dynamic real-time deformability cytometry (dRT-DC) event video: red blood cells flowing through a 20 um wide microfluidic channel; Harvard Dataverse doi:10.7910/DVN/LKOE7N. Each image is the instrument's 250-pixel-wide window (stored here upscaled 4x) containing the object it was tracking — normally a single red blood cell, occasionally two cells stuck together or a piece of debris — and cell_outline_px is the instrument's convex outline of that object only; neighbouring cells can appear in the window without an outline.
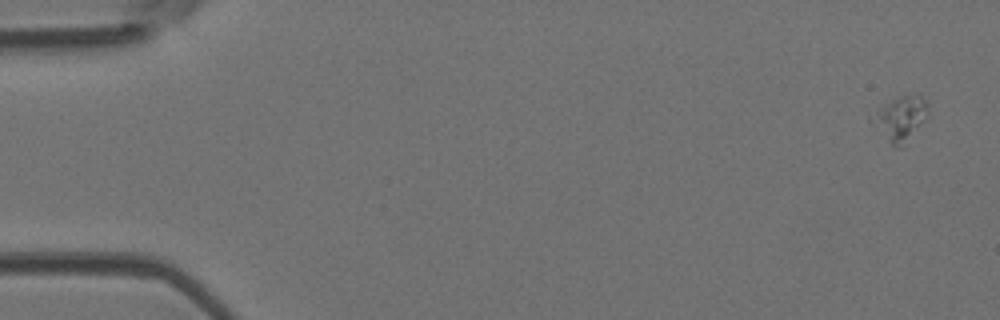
{"species": "Egyptian fruit bat (a non-hibernating species)", "species_latin": "Rousettus aegyptiacus", "temperature_condition": "room temperature", "stored_images_in_passage": 10, "camera_frame_rate_fps": 3000, "um_per_image_px": 0.085, "animal": {"sex": "female"}, "frame": {"image": 1, "passage_image": 1, "time_ms": 0.0, "image_size_px": [1000, 320], "cell_outline_px": [[928, 116], [900, 148], [896, 148], [876, 128], [868, 116], [892, 100], [900, 96], [920, 96], [928, 104]], "centroid_in_image_um": [76.52, 10.07], "position_along_channel_um": 8.5, "area_um2": 13.93}}